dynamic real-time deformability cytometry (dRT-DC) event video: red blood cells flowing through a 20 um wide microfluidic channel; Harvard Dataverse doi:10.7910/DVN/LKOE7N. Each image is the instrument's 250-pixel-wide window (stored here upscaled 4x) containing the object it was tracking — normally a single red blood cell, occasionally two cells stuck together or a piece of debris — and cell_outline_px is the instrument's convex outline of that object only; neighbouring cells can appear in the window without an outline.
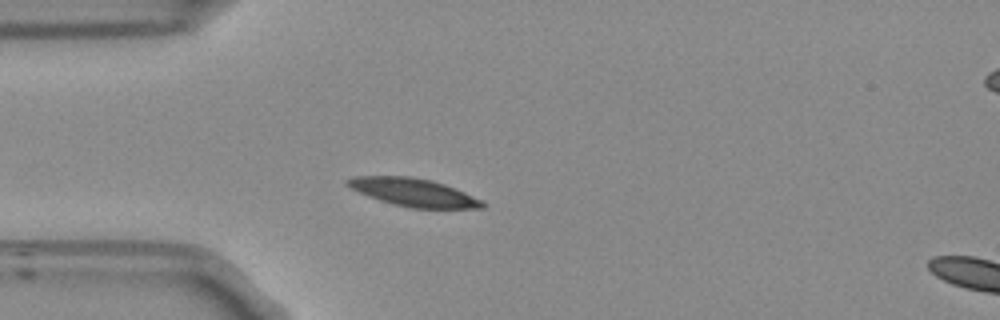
{"species": "Egyptian fruit bat (a non-hibernating species)", "species_latin": "Rousettus aegyptiacus", "temperature_condition": "room temperature", "stored_images_in_passage": 41, "camera_frame_rate_fps": 3000, "um_per_image_px": 0.085, "frame": {"image": 1, "passage_image": 1, "time_ms": 0.0, "image_size_px": [1000, 320], "cell_outline_px": [[488, 204], [484, 208], [412, 208], [392, 204], [368, 196], [344, 184], [344, 180], [352, 176], [408, 176], [432, 180], [444, 184], [484, 200]], "centroid_in_image_um": [35.16, 16.35], "position_along_channel_um": 49.8, "area_um2": 22.08}}
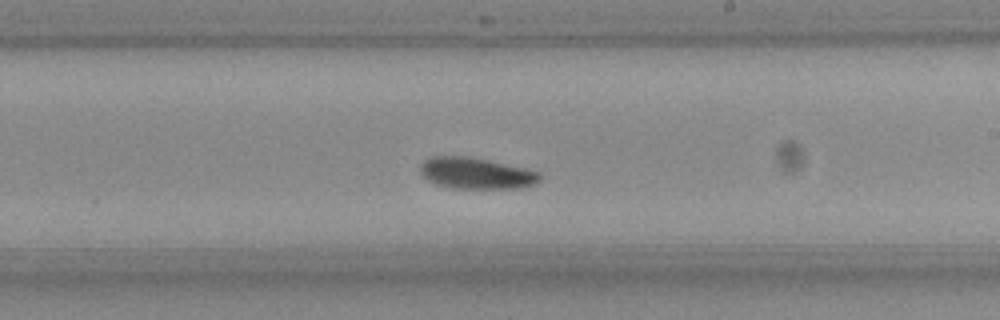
{"frame": {"image": 2, "passage_image": 18, "time_ms": 5.667, "image_size_px": [1000, 320], "cell_outline_px": [[544, 176], [536, 184], [520, 188], [452, 188], [436, 184], [428, 180], [420, 172], [420, 164], [424, 160], [432, 156], [464, 156], [524, 168], [540, 172]], "centroid_in_image_um": [40.48, 14.74], "position_along_channel_um": 248.5, "area_um2": 21.68}}
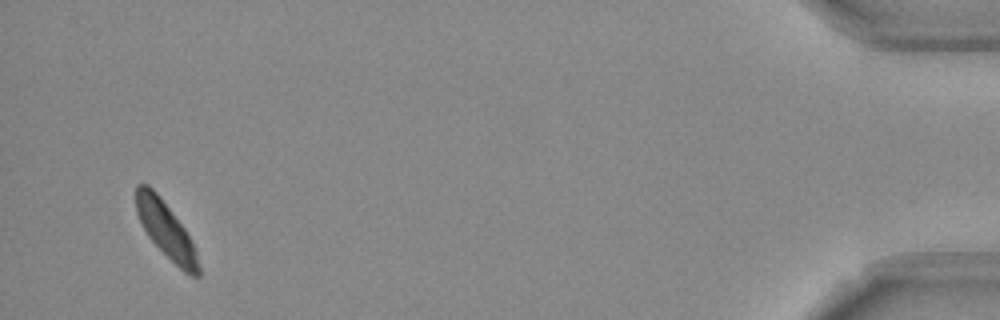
{"frame": {"image": 3, "passage_image": 39, "time_ms": 12.667, "image_size_px": [1000, 320], "cell_outline_px": [[200, 276], [192, 276], [184, 272], [148, 236], [136, 212], [136, 184], [148, 184], [160, 196], [184, 228], [192, 240], [196, 248], [200, 268]], "centroid_in_image_um": [14.13, 19.54], "position_along_channel_um": 421.1, "area_um2": 20.06}, "authors_computed_cell_mechanics": {"area_um2": 21.5016, "velocity_mm_per_s": 3.6645, "shape_relaxation_time_tau1_ms": 4.5672, "shape_relaxation_time_tau2_ms": null, "deformation_change_tau1": 0.0964, "deformation_change_tau2": null}}